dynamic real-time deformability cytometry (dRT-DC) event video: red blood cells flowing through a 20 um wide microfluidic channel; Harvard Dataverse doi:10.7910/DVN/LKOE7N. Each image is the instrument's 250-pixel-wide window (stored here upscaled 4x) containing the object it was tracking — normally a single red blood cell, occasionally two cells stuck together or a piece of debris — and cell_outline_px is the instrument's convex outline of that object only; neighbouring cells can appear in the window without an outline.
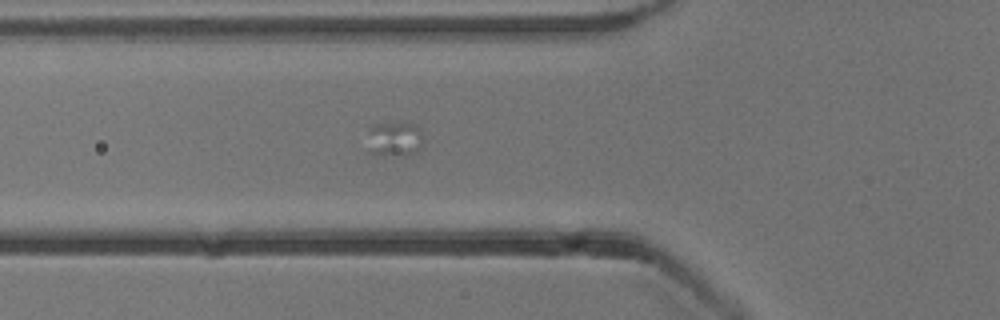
{"species": "common noctule bat (a hibernating species)", "species_latin": "Nyctalus noctula", "temperature_condition": "cold", "stored_images_in_passage": 32, "camera_frame_rate_fps": 3000, "um_per_image_px": 0.085, "animal": {"sex": "male", "body_mass_g": 13.3}, "frame": {"image": 1, "passage_image": 9, "time_ms": 2.667, "image_size_px": [1000, 320], "cell_outline_px": [[424, 140], [408, 156], [404, 156], [368, 152], [368, 128], [376, 124], [412, 124], [420, 132]], "centroid_in_image_um": [33.47, 11.83], "position_along_channel_um": 92.3, "area_um2": 10.81}}
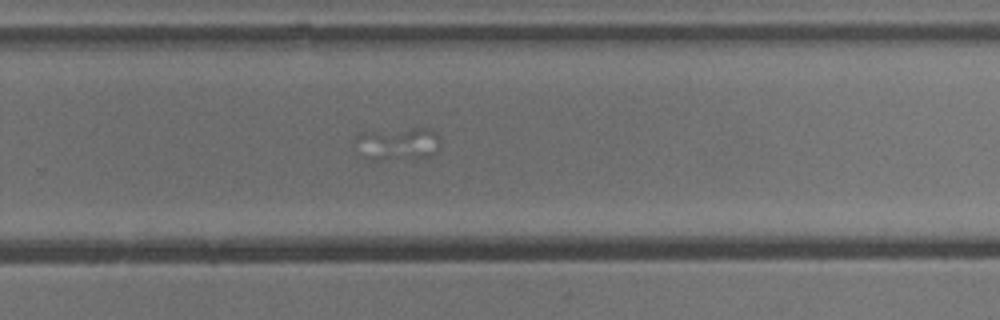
{"frame": {"image": 2, "passage_image": 26, "time_ms": 8.333, "image_size_px": [1000, 320], "cell_outline_px": [[440, 144], [436, 152], [428, 156], [376, 160], [368, 160], [364, 156], [356, 140], [356, 136], [360, 132], [412, 128], [428, 128], [436, 132], [440, 136]], "centroid_in_image_um": [33.86, 12.19], "position_along_channel_um": 295.9, "area_um2": 16.01}}